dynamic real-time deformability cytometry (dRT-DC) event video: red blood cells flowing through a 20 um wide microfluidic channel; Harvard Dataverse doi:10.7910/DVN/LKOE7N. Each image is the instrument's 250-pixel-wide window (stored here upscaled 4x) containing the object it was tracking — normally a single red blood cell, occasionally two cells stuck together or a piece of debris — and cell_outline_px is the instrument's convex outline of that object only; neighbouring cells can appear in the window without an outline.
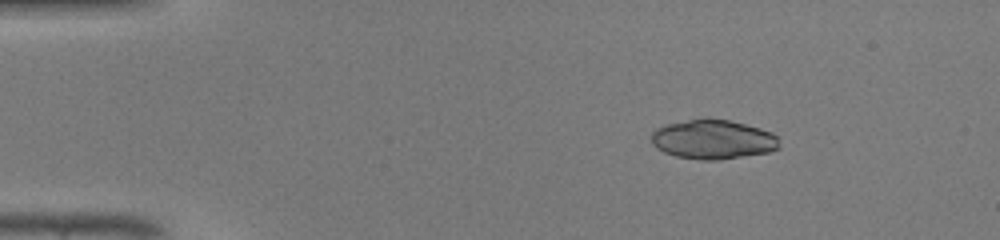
{"species": "common noctule bat (a hibernating species)", "species_latin": "Nyctalus noctula", "temperature_condition": "warm", "stored_images_in_passage": 41, "camera_frame_rate_fps": 3000, "um_per_image_px": 0.085, "animal": {"sex": "male", "body_mass_g": 19.0, "forearm_length_mm": 50.8}, "frame": {"image": 1, "passage_image": 1, "time_ms": 0.0, "image_size_px": [1000, 240], "cell_outline_px": [[780, 148], [768, 152], [720, 160], [704, 160], [676, 156], [664, 152], [656, 148], [652, 144], [652, 132], [656, 128], [664, 124], [700, 116], [704, 116], [728, 120], [760, 128], [772, 132], [776, 136]], "centroid_in_image_um": [60.57, 11.82], "position_along_channel_um": 24.4, "area_um2": 29.82}}
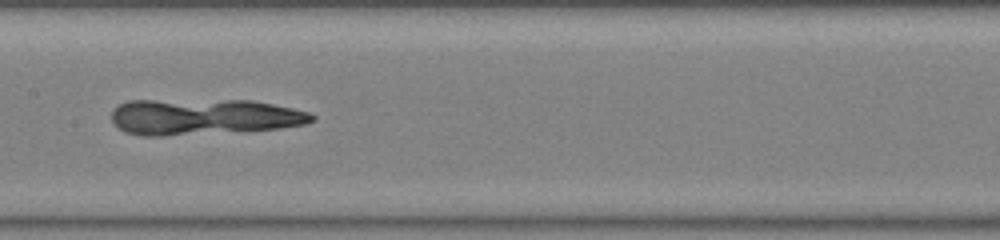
{"frame": {"image": 2, "passage_image": 18, "time_ms": 5.667, "image_size_px": [1000, 240], "cell_outline_px": [[316, 120], [304, 124], [276, 128], [164, 136], [144, 136], [124, 132], [112, 120], [112, 108], [128, 100], [252, 100], [292, 108], [308, 112], [316, 116]], "centroid_in_image_um": [17.27, 9.92], "position_along_channel_um": 190.1, "area_um2": 41.85}}
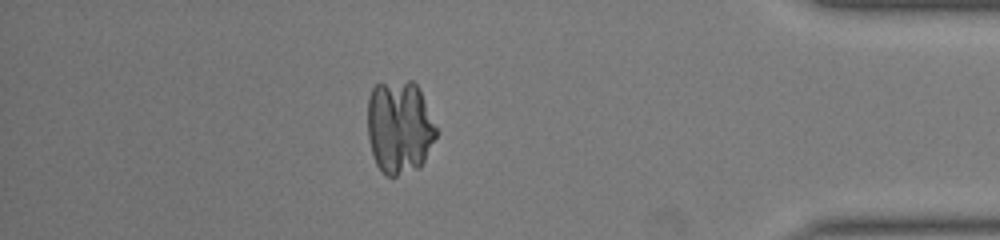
{"frame": {"image": 3, "passage_image": 35, "time_ms": 11.333, "image_size_px": [1000, 240], "cell_outline_px": [[436, 136], [420, 168], [396, 176], [384, 176], [376, 164], [372, 152], [368, 136], [368, 96], [372, 88], [376, 84], [408, 80], [412, 80], [420, 88], [436, 128]], "centroid_in_image_um": [33.94, 10.8], "position_along_channel_um": 401.3, "area_um2": 37.45}}